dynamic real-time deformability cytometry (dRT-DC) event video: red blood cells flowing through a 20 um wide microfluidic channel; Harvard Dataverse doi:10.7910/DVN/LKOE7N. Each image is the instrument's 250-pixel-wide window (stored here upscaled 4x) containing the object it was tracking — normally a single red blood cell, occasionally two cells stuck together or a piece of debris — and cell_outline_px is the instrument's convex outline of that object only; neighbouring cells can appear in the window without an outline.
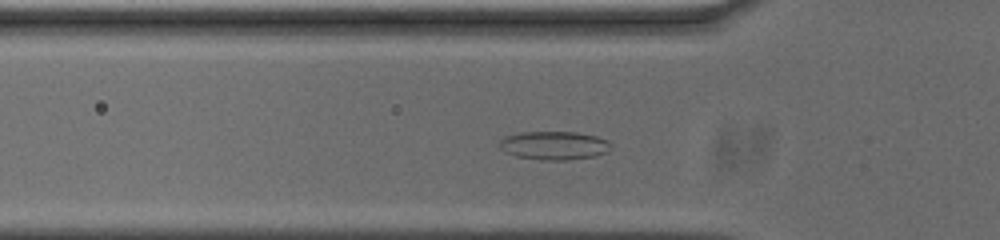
{"species": "common noctule bat (a hibernating species)", "species_latin": "Nyctalus noctula", "temperature_condition": "cold", "stored_images_in_passage": 51, "camera_frame_rate_fps": 3000, "um_per_image_px": 0.085, "animal": {"sex": "male", "body_mass_g": 20.0, "forearm_length_mm": 53.3}, "frame": {"image": 1, "passage_image": 14, "time_ms": 4.333, "image_size_px": [1000, 240], "cell_outline_px": [[612, 148], [608, 152], [596, 156], [568, 160], [540, 160], [516, 156], [504, 152], [500, 148], [500, 140], [504, 136], [524, 132], [576, 132], [596, 136], [608, 140], [612, 144]], "centroid_in_image_um": [47.13, 12.37], "position_along_channel_um": 78.7, "area_um2": 18.73}}
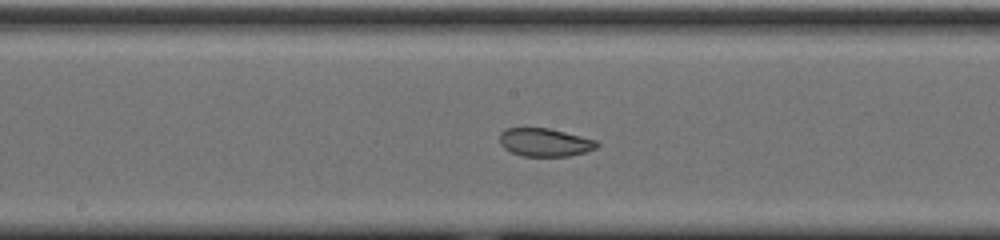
{"frame": {"image": 2, "passage_image": 24, "time_ms": 7.667, "image_size_px": [1000, 240], "cell_outline_px": [[600, 144], [596, 148], [584, 152], [568, 156], [524, 156], [512, 152], [504, 148], [500, 144], [500, 132], [504, 128], [548, 128], [596, 140]], "centroid_in_image_um": [46.29, 12.09], "position_along_channel_um": 201.9, "area_um2": 15.84}}
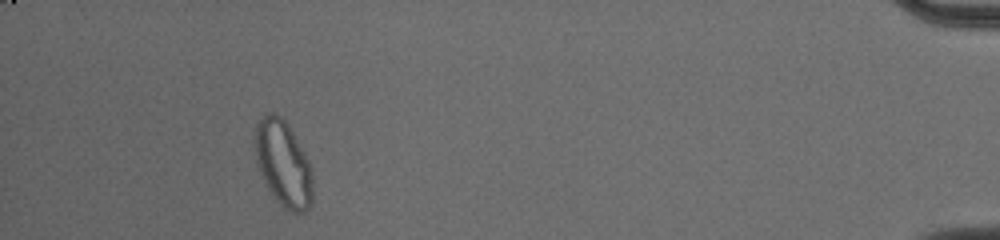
{"frame": {"image": 3, "passage_image": 47, "time_ms": 15.333, "image_size_px": [1000, 240], "cell_outline_px": [[312, 204], [304, 212], [292, 212], [284, 208], [276, 200], [264, 184], [256, 164], [252, 144], [252, 136], [256, 124], [268, 112], [276, 112], [288, 124], [308, 160], [312, 168]], "centroid_in_image_um": [24.02, 13.89], "position_along_channel_um": 411.2, "area_um2": 29.54}, "authors_computed_cell_mechanics": {"area_um2": 18.6694, "velocity_mm_per_s": 3.687, "shape_relaxation_time_tau1_ms": null, "shape_relaxation_time_tau2_ms": 1.9822, "deformation_change_tau1": null, "deformation_change_tau2": 0.0639}}